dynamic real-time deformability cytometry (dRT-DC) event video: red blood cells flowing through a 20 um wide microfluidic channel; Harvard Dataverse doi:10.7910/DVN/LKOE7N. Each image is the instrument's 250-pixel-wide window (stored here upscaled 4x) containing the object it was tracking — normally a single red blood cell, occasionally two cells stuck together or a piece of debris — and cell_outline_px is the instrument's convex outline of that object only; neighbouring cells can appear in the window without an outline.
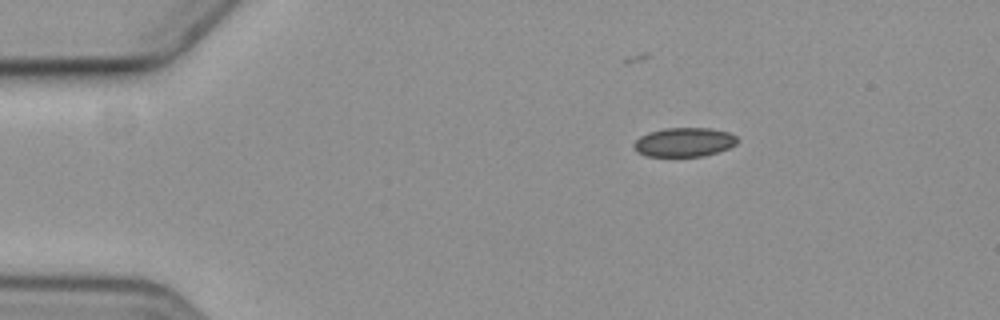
{"species": "common noctule bat (a hibernating species)", "species_latin": "Nyctalus noctula", "temperature_condition": "cold", "stored_images_in_passage": 3, "camera_frame_rate_fps": 3000, "um_per_image_px": 0.085, "animal": {"sex": "female", "body_mass_g": 19.3, "forearm_length_mm": 54.1}, "frame": {"image": 1, "passage_image": 3, "time_ms": 2.333, "image_size_px": [1000, 320], "cell_outline_px": [[740, 140], [736, 144], [728, 148], [704, 156], [648, 156], [636, 152], [632, 144], [640, 136], [648, 132], [664, 128], [712, 128], [728, 132], [736, 136]], "centroid_in_image_um": [58.15, 12.08], "position_along_channel_um": 26.9, "area_um2": 17.63}}